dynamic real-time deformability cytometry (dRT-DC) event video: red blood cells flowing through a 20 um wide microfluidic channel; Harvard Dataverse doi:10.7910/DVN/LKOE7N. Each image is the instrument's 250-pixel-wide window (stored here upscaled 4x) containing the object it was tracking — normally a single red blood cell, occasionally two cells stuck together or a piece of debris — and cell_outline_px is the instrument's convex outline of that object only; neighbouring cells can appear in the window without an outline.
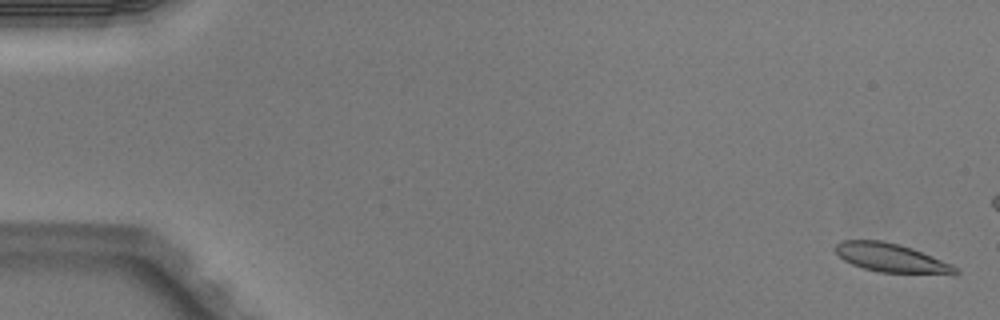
{"species": "Egyptian fruit bat (a non-hibernating species)", "species_latin": "Rousettus aegyptiacus", "temperature_condition": "warm", "stored_images_in_passage": 5, "camera_frame_rate_fps": 3000, "um_per_image_px": 0.085, "animal": {"sex": "male"}, "frame": {"image": 1, "passage_image": 1, "time_ms": 0.0, "image_size_px": [1000, 320], "cell_outline_px": [[960, 272], [956, 276], [952, 276], [880, 272], [864, 268], [852, 264], [844, 260], [836, 252], [836, 244], [840, 240], [884, 240], [900, 244], [912, 248], [952, 264], [960, 268]], "centroid_in_image_um": [75.89, 21.95], "position_along_channel_um": 9.1, "area_um2": 20.69}}